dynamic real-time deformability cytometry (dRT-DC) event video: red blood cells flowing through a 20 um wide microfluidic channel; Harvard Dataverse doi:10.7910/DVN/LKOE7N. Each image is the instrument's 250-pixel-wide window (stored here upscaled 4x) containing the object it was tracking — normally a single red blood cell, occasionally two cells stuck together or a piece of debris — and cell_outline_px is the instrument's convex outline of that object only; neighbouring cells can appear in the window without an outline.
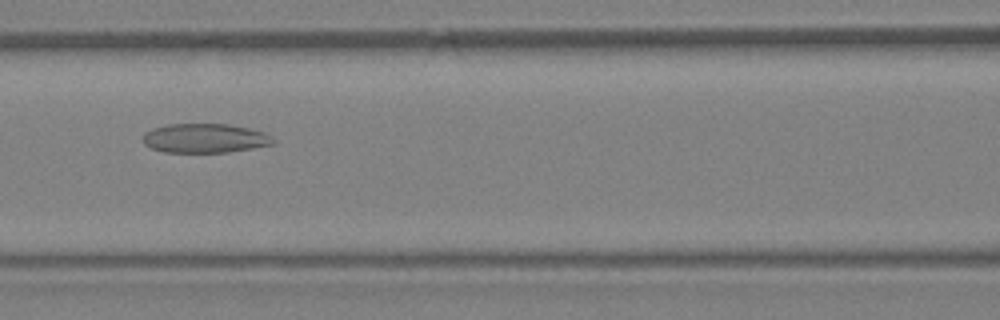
{"species": "Egyptian fruit bat (a non-hibernating species)", "species_latin": "Rousettus aegyptiacus", "temperature_condition": "warm", "stored_images_in_passage": 29, "camera_frame_rate_fps": 3000, "um_per_image_px": 0.085, "animal": {"sex": "female"}, "frame": {"image": 1, "passage_image": 6, "time_ms": 1.667, "image_size_px": [1000, 320], "cell_outline_px": [[276, 140], [272, 144], [252, 148], [228, 152], [164, 152], [152, 148], [144, 144], [144, 132], [152, 128], [168, 124], [228, 124], [248, 128], [264, 132]], "centroid_in_image_um": [17.4, 11.74], "position_along_channel_um": 149.2, "area_um2": 22.08}}
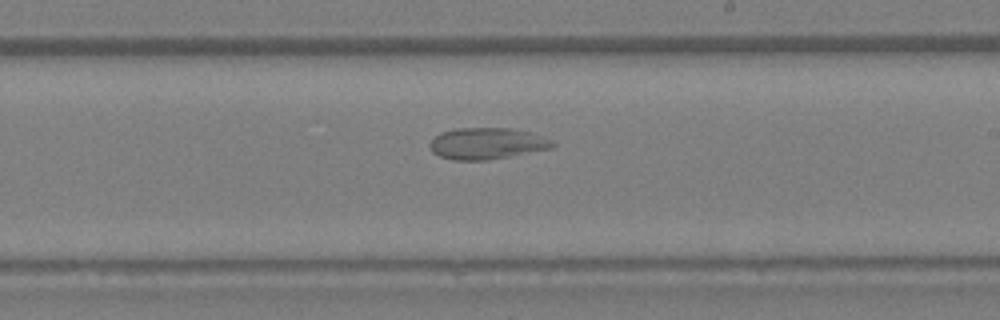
{"frame": {"image": 2, "passage_image": 12, "time_ms": 3.667, "image_size_px": [1000, 320], "cell_outline_px": [[556, 144], [552, 148], [488, 160], [452, 160], [440, 156], [432, 152], [428, 144], [440, 132], [456, 128], [512, 128], [528, 132], [552, 140]], "centroid_in_image_um": [41.36, 12.2], "position_along_channel_um": 247.6, "area_um2": 22.43}}
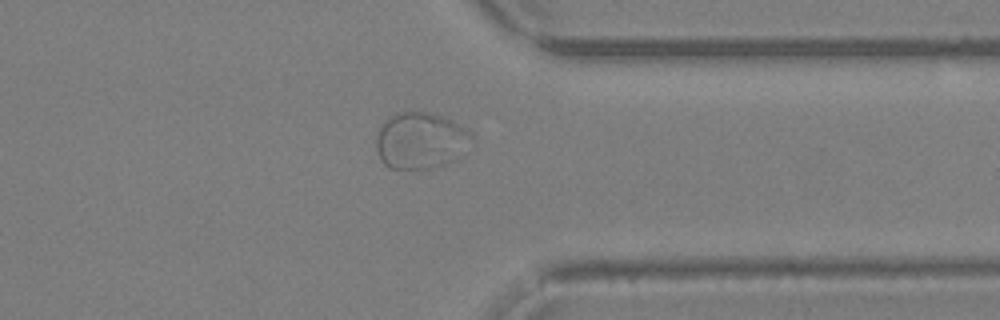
{"frame": {"image": 3, "passage_image": 20, "time_ms": 6.333, "image_size_px": [1000, 320], "cell_outline_px": [[472, 136], [456, 156], [448, 164], [432, 168], [388, 168], [380, 160], [376, 148], [376, 136], [380, 124], [388, 116], [396, 112], [412, 108], [432, 112], [444, 116], [452, 120], [472, 132]], "centroid_in_image_um": [35.66, 11.88], "position_along_channel_um": 375.7, "area_um2": 31.85}}